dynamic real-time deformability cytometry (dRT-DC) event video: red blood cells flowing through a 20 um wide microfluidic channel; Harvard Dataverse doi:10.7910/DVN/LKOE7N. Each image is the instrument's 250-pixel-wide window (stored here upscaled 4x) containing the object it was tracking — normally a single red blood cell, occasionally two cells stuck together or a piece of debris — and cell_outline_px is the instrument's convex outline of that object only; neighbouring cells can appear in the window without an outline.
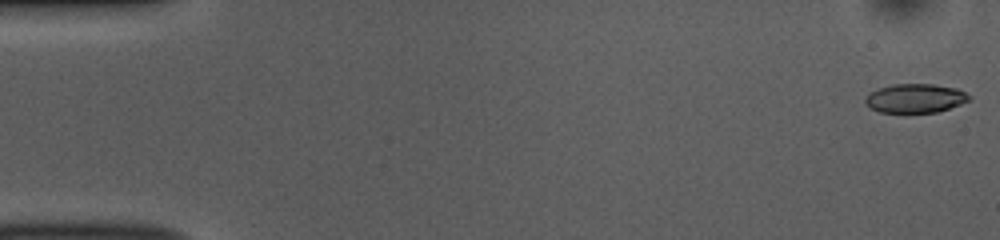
{"species": "common noctule bat (a hibernating species)", "species_latin": "Nyctalus noctula", "temperature_condition": "room temperature", "stored_images_in_passage": 52, "camera_frame_rate_fps": 3000, "um_per_image_px": 0.085, "animal": {"sex": "female", "body_mass_g": 10.0, "forearm_length_mm": 53.1}, "frame": {"image": 1, "passage_image": 1, "time_ms": 0.0, "image_size_px": [1000, 240], "cell_outline_px": [[972, 100], [936, 112], [880, 112], [868, 108], [864, 104], [864, 100], [872, 92], [880, 88], [892, 84], [932, 84], [956, 88], [972, 96]], "centroid_in_image_um": [77.8, 8.35], "position_along_channel_um": 7.2, "area_um2": 17.46}}
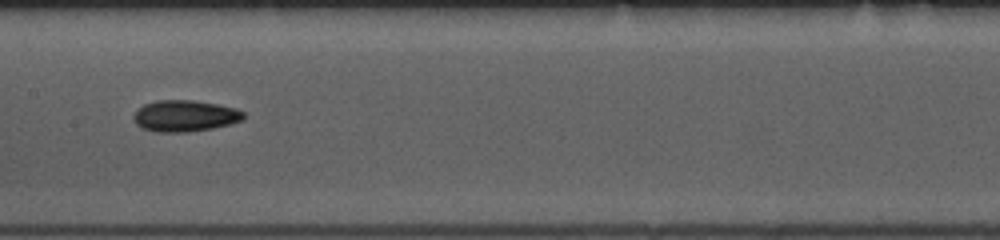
{"frame": {"image": 2, "passage_image": 26, "time_ms": 8.333, "image_size_px": [1000, 240], "cell_outline_px": [[244, 120], [212, 128], [188, 132], [156, 132], [140, 128], [136, 124], [132, 116], [144, 104], [156, 100], [192, 100], [216, 104], [236, 108], [244, 112]], "centroid_in_image_um": [15.7, 9.85], "position_along_channel_um": 191.7, "area_um2": 20.11}}
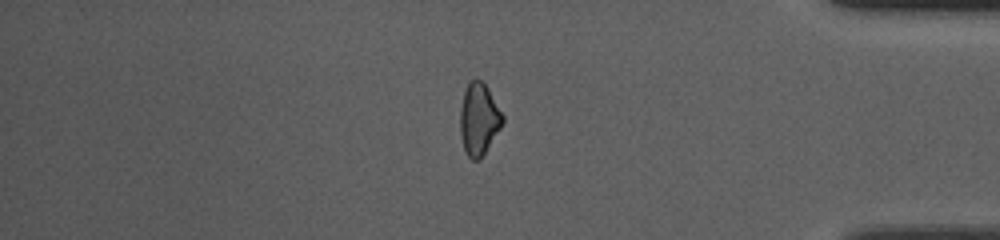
{"frame": {"image": 3, "passage_image": 44, "time_ms": 14.333, "image_size_px": [1000, 240], "cell_outline_px": [[504, 120], [500, 128], [480, 160], [472, 160], [468, 156], [464, 148], [460, 136], [460, 108], [464, 92], [468, 80], [480, 80], [488, 88], [504, 116]], "centroid_in_image_um": [40.69, 10.13], "position_along_channel_um": 394.5, "area_um2": 17.74}, "authors_computed_cell_mechanics": {"area_um2": 18.6405, "velocity_mm_per_s": 3.8567, "shape_relaxation_time_tau1_ms": 5.2148, "shape_relaxation_time_tau2_ms": 4.5471, "deformation_change_tau1": 0.1233, "deformation_change_tau2": 0.1053}}